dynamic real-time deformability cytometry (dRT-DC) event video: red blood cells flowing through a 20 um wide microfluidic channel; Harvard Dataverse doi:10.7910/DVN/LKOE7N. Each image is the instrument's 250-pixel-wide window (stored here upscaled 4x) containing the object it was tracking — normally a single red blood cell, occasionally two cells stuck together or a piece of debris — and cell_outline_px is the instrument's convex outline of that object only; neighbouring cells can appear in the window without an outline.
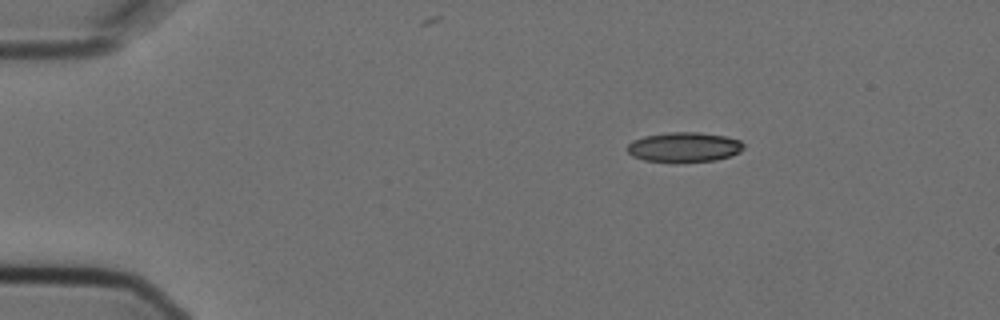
{"species": "Egyptian fruit bat (a non-hibernating species)", "species_latin": "Rousettus aegyptiacus", "temperature_condition": "cold", "stored_images_in_passage": 4, "camera_frame_rate_fps": 3000, "um_per_image_px": 0.085, "animal": {"sex": "female"}, "frame": {"image": 1, "passage_image": 1, "time_ms": 0.0, "image_size_px": [1000, 320], "cell_outline_px": [[744, 148], [740, 152], [716, 160], [676, 164], [644, 160], [632, 156], [624, 148], [632, 140], [644, 136], [668, 132], [696, 132], [724, 136], [740, 140], [744, 144]], "centroid_in_image_um": [58.1, 12.53], "position_along_channel_um": 26.9, "area_um2": 20.75}}
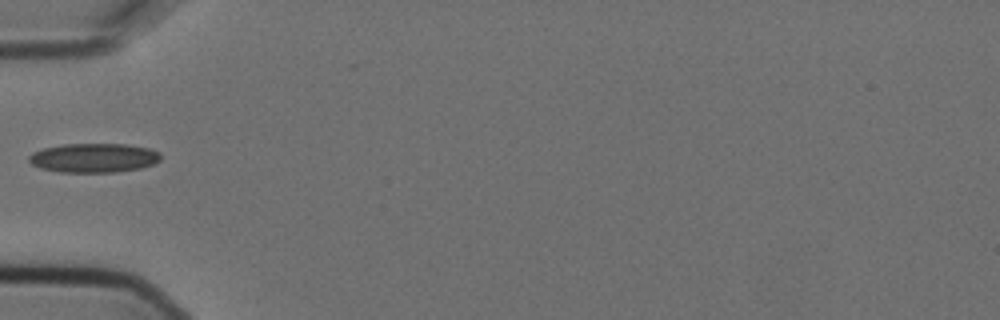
{"frame": {"image": 2, "passage_image": 4, "time_ms": 1.0, "image_size_px": [1000, 320], "cell_outline_px": [[160, 160], [152, 164], [140, 168], [116, 172], [60, 172], [40, 168], [32, 164], [28, 160], [28, 156], [32, 152], [44, 148], [64, 144], [128, 144], [148, 148], [160, 152]], "centroid_in_image_um": [7.96, 13.41], "position_along_channel_um": 77.0, "area_um2": 22.43}}